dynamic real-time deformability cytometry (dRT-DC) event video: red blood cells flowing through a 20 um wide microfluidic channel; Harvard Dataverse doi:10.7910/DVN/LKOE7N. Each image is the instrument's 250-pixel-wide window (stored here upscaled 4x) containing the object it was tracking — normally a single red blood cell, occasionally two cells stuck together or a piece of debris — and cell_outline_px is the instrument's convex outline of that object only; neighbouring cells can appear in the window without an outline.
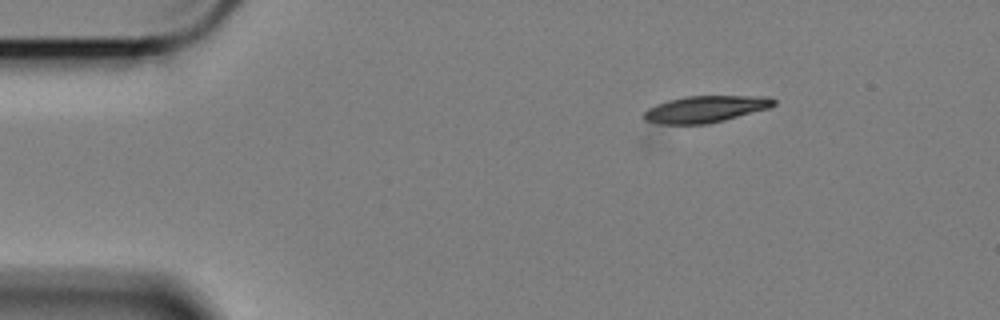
{"species": "Egyptian fruit bat (a non-hibernating species)", "species_latin": "Rousettus aegyptiacus", "temperature_condition": "cold", "stored_images_in_passage": 5, "camera_frame_rate_fps": 3000, "um_per_image_px": 0.085, "animal": {"sex": "female"}, "frame": {"image": 1, "passage_image": 5, "time_ms": 1.333, "image_size_px": [1000, 320], "cell_outline_px": [[776, 104], [768, 108], [724, 120], [708, 124], [652, 124], [644, 120], [644, 112], [648, 108], [656, 104], [668, 100], [684, 96], [768, 96], [776, 100]], "centroid_in_image_um": [59.92, 9.27], "position_along_channel_um": 25.1, "area_um2": 20.29}}